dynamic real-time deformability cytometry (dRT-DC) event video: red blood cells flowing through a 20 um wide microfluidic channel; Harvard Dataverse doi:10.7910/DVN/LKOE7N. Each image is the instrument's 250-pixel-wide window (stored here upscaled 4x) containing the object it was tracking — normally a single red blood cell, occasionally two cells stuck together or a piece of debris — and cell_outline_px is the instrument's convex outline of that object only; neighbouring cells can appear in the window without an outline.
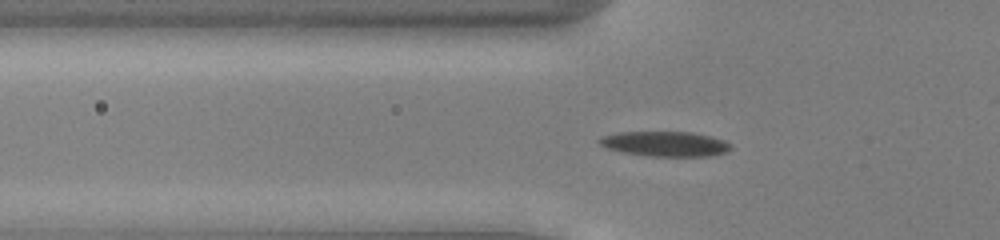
{"species": "common noctule bat (a hibernating species)", "species_latin": "Nyctalus noctula", "temperature_condition": "cold", "stored_images_in_passage": 53, "camera_frame_rate_fps": 3000, "um_per_image_px": 0.085, "animal": {"sex": "male", "body_mass_g": 13.0, "forearm_length_mm": 53.1}, "frame": {"image": 1, "passage_image": 19, "time_ms": 6.0, "image_size_px": [1000, 240], "cell_outline_px": [[732, 148], [728, 152], [708, 156], [652, 156], [624, 152], [608, 148], [600, 144], [596, 140], [600, 136], [616, 132], [692, 132], [712, 136], [724, 140], [732, 144]], "centroid_in_image_um": [56.56, 12.22], "position_along_channel_um": 69.2, "area_um2": 19.25}}
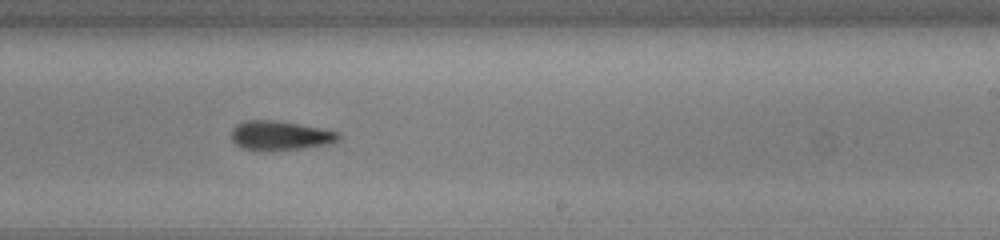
{"frame": {"image": 2, "passage_image": 34, "time_ms": 11.0, "image_size_px": [1000, 240], "cell_outline_px": [[340, 140], [332, 144], [272, 152], [264, 152], [240, 148], [232, 140], [232, 128], [236, 124], [244, 120], [276, 120], [320, 128], [340, 132]], "centroid_in_image_um": [23.8, 11.55], "position_along_channel_um": 265.2, "area_um2": 18.84}}
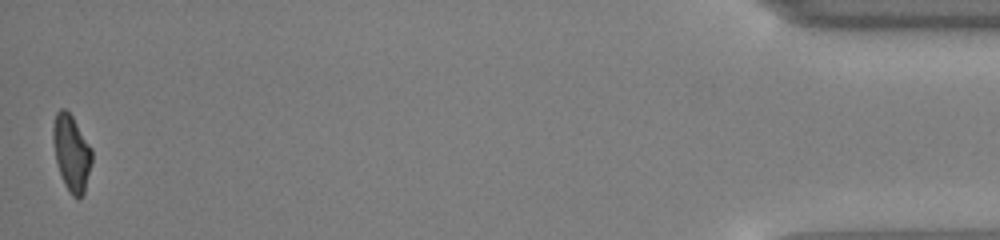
{"frame": {"image": 3, "passage_image": 53, "time_ms": 17.333, "image_size_px": [1000, 240], "cell_outline_px": [[92, 160], [84, 192], [76, 200], [72, 196], [64, 184], [56, 164], [52, 140], [52, 128], [56, 112], [60, 108], [64, 108], [72, 116], [92, 148]], "centroid_in_image_um": [6.05, 12.99], "position_along_channel_um": 429.1, "area_um2": 17.34}, "authors_computed_cell_mechanics": {"area_um2": 18.2648, "velocity_mm_per_s": 3.956, "shape_relaxation_time_tau1_ms": 6.2645, "shape_relaxation_time_tau2_ms": null, "deformation_change_tau1": 0.1883, "deformation_change_tau2": null}}